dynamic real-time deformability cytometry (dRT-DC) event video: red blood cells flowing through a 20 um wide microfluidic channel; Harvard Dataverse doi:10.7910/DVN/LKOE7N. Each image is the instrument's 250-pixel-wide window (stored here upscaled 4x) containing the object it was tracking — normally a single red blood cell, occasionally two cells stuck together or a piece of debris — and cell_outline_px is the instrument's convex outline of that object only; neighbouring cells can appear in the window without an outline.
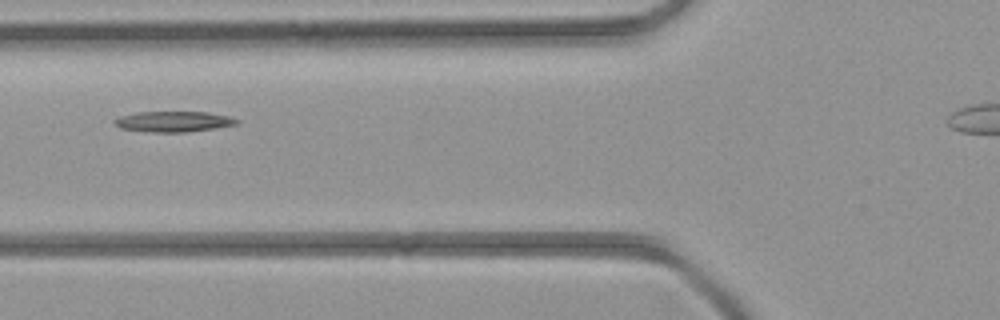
{"species": "common noctule bat (a hibernating species)", "species_latin": "Nyctalus noctula", "temperature_condition": "room temperature", "stored_images_in_passage": 2, "camera_frame_rate_fps": 3000, "um_per_image_px": 0.085, "animal": {"sex": "female", "body_mass_g": 21.9}, "frame": {"image": 1, "passage_image": 2, "time_ms": 1.0, "image_size_px": [1000, 320], "cell_outline_px": [[240, 124], [216, 128], [188, 132], [152, 132], [120, 128], [112, 120], [120, 116], [136, 112], [208, 112], [228, 116], [240, 120]], "centroid_in_image_um": [14.79, 10.33], "position_along_channel_um": 111.0, "area_um2": 14.74}}